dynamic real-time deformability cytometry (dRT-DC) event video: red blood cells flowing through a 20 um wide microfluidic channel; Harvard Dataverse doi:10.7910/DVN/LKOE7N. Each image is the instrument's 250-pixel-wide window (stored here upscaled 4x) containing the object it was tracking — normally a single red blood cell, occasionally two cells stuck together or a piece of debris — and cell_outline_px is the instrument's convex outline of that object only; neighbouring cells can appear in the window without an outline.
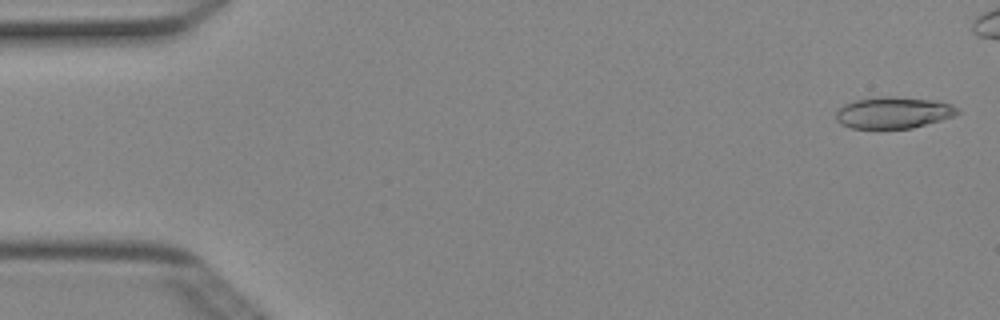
{"species": "Egyptian fruit bat (a non-hibernating species)", "species_latin": "Rousettus aegyptiacus", "temperature_condition": "cold", "stored_images_in_passage": 4, "camera_frame_rate_fps": 3000, "um_per_image_px": 0.085, "animal": {"sex": "female"}, "frame": {"image": 1, "passage_image": 1, "time_ms": 0.0, "image_size_px": [1000, 320], "cell_outline_px": [[960, 112], [956, 116], [912, 128], [852, 128], [840, 124], [836, 120], [836, 112], [844, 104], [856, 100], [880, 96], [888, 96], [932, 100], [952, 104], [960, 108]], "centroid_in_image_um": [75.97, 9.57], "position_along_channel_um": 9.0, "area_um2": 22.37}}